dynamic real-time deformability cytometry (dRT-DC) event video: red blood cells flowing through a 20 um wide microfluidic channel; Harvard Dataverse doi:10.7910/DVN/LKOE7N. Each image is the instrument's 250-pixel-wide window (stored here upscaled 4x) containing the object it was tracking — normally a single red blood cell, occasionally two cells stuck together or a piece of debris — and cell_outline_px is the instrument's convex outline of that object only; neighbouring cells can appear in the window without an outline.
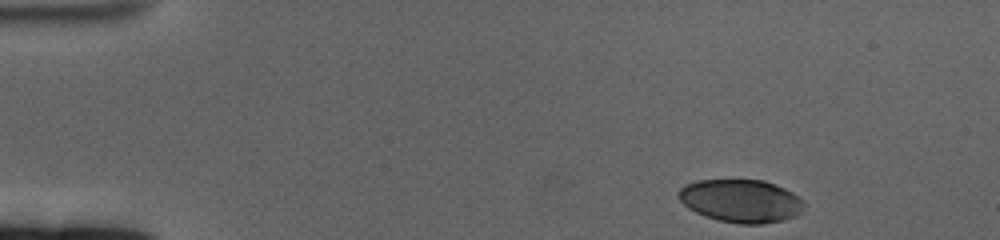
{"species": "human", "species_latin": "Homo sapiens", "temperature_condition": "cold", "stored_images_in_passage": 54, "camera_frame_rate_fps": 3000, "um_per_image_px": 0.085, "donor": {"sex": "female"}, "frame": {"image": 1, "passage_image": 1, "time_ms": 0.0, "image_size_px": [1000, 240], "cell_outline_px": [[804, 204], [800, 212], [796, 216], [784, 220], [764, 224], [740, 224], [720, 220], [704, 216], [688, 208], [676, 196], [680, 188], [684, 184], [696, 180], [764, 180], [784, 188], [792, 192], [804, 200]], "centroid_in_image_um": [62.97, 17.07], "position_along_channel_um": 22.0, "area_um2": 31.62}}
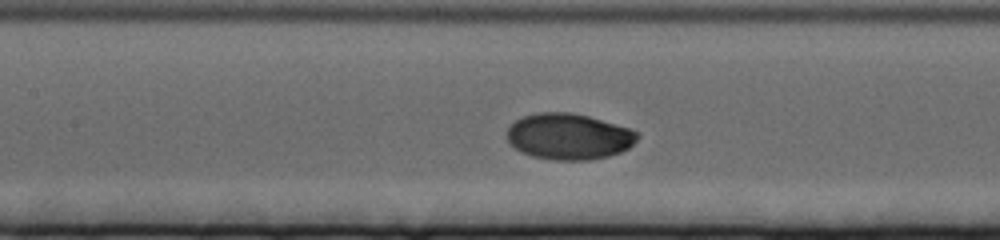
{"frame": {"image": 2, "passage_image": 22, "time_ms": 7.0, "image_size_px": [1000, 240], "cell_outline_px": [[640, 136], [628, 148], [620, 152], [608, 156], [588, 160], [556, 160], [532, 156], [520, 152], [508, 144], [504, 136], [508, 128], [516, 120], [524, 116], [540, 112], [572, 112], [588, 116], [628, 128], [640, 132]], "centroid_in_image_um": [48.3, 11.6], "position_along_channel_um": 159.1, "area_um2": 35.2}}
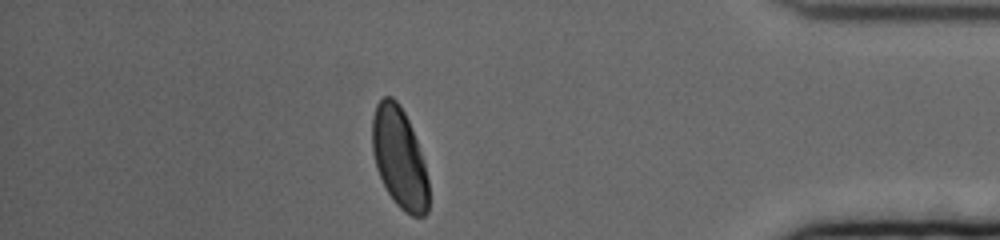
{"frame": {"image": 3, "passage_image": 47, "time_ms": 15.333, "image_size_px": [1000, 240], "cell_outline_px": [[428, 212], [424, 216], [412, 216], [404, 212], [392, 200], [376, 168], [372, 152], [372, 116], [376, 104], [384, 96], [392, 96], [400, 104], [408, 120], [416, 140], [424, 164], [428, 180]], "centroid_in_image_um": [33.93, 13.42], "position_along_channel_um": 401.3, "area_um2": 33.0}, "authors_computed_cell_mechanics": {"area_um2": 34.1309, "velocity_mm_per_s": 3.3145, "shape_relaxation_time_tau1_ms": 2.8693, "shape_relaxation_time_tau2_ms": null, "deformation_change_tau1": 0.137, "deformation_change_tau2": null}}